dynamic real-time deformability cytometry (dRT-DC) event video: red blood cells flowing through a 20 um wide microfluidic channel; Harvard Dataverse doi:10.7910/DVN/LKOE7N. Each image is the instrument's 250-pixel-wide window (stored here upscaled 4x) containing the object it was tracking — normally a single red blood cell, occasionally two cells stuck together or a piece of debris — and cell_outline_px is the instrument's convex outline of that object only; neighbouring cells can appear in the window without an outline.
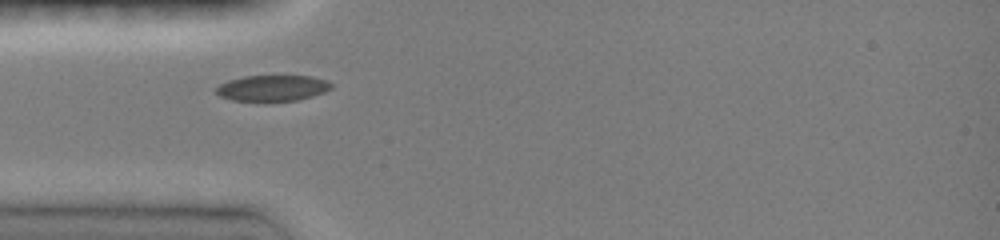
{"species": "common noctule bat (a hibernating species)", "species_latin": "Nyctalus noctula", "temperature_condition": "room temperature", "stored_images_in_passage": 50, "camera_frame_rate_fps": 3000, "um_per_image_px": 0.085, "animal": {"sex": "female", "body_mass_g": 19.0, "forearm_length_mm": 51.5}, "frame": {"image": 1, "passage_image": 1, "time_ms": 0.0, "image_size_px": [1000, 240], "cell_outline_px": [[332, 88], [324, 92], [312, 96], [296, 100], [232, 100], [220, 96], [216, 92], [216, 88], [220, 84], [228, 80], [244, 76], [312, 76], [328, 80], [332, 84]], "centroid_in_image_um": [23.18, 7.47], "position_along_channel_um": 61.8, "area_um2": 17.17}}
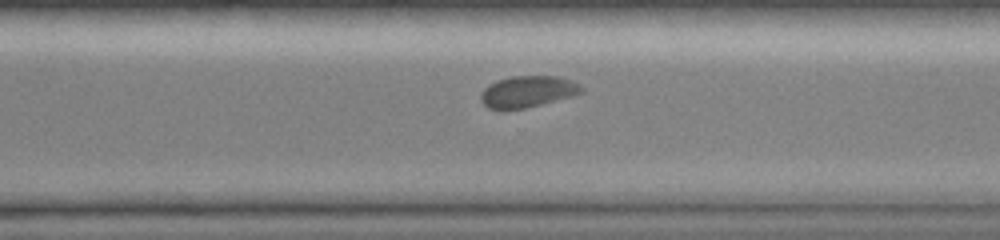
{"frame": {"image": 2, "passage_image": 31, "time_ms": 6.667, "image_size_px": [1000, 240], "cell_outline_px": [[584, 92], [572, 96], [524, 108], [500, 112], [488, 108], [480, 100], [480, 92], [488, 84], [496, 80], [512, 76], [560, 76], [572, 80], [580, 84], [584, 88]], "centroid_in_image_um": [44.81, 7.8], "position_along_channel_um": 325.8, "area_um2": 18.96}}
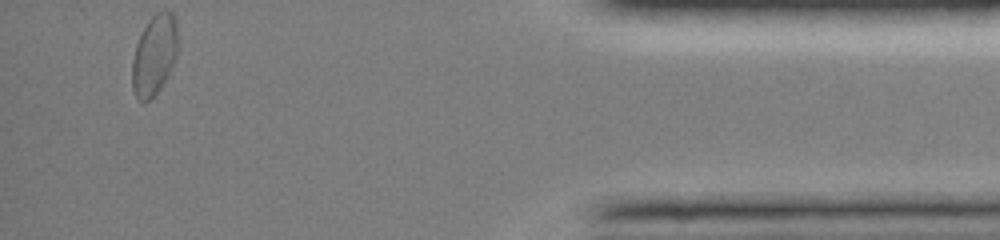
{"frame": {"image": 3, "passage_image": 49, "time_ms": 10.333, "image_size_px": [1000, 240], "cell_outline_px": [[176, 56], [160, 88], [144, 104], [136, 96], [132, 88], [132, 60], [136, 44], [148, 20], [156, 12], [172, 12], [176, 20]], "centroid_in_image_um": [13.08, 4.68], "position_along_channel_um": 422.1, "area_um2": 20.81}, "authors_computed_cell_mechanics": {"area_um2": 19.0451, "velocity_mm_per_s": 3.9748, "shape_relaxation_time_tau1_ms": 4.4884, "shape_relaxation_time_tau2_ms": 4.8576, "deformation_change_tau1": 0.0912, "deformation_change_tau2": 0.0428}}